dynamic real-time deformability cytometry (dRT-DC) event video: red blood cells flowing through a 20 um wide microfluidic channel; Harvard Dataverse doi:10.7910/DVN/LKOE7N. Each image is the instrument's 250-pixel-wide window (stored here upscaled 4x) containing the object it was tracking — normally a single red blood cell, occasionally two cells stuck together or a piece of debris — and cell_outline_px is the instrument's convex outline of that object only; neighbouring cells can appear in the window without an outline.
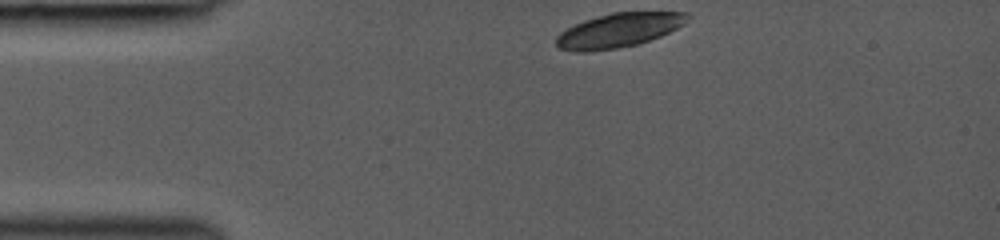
{"species": "common noctule bat (a hibernating species)", "species_latin": "Nyctalus noctula", "temperature_condition": "room temperature", "stored_images_in_passage": 2, "camera_frame_rate_fps": 3000, "um_per_image_px": 0.085, "animal": {"sex": "female", "body_mass_g": 19.0, "forearm_length_mm": 53.3}, "frame": {"image": 1, "passage_image": 1, "time_ms": 0.0, "image_size_px": [1000, 240], "cell_outline_px": [[692, 16], [684, 24], [660, 36], [640, 44], [616, 48], [584, 52], [576, 52], [560, 48], [556, 44], [556, 36], [560, 32], [584, 20], [596, 16], [612, 12], [688, 12]], "centroid_in_image_um": [52.61, 2.57], "position_along_channel_um": 32.4, "area_um2": 26.13}}